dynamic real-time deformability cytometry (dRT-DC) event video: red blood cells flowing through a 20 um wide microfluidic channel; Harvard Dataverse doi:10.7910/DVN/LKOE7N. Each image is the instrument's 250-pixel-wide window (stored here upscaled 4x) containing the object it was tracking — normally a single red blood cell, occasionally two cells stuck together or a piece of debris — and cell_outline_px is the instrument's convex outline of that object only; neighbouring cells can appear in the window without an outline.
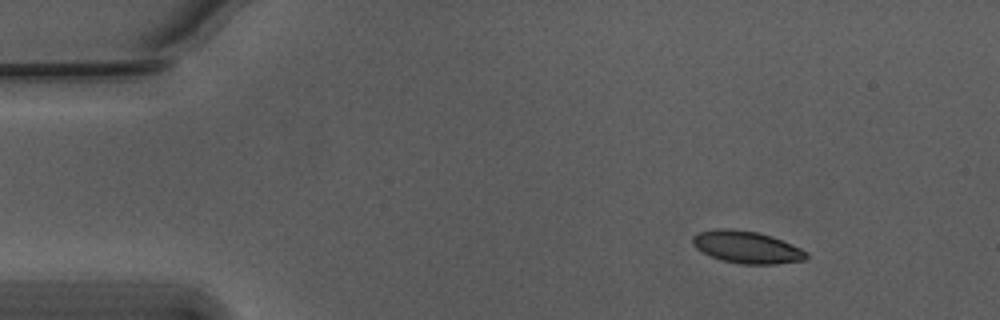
{"species": "Egyptian fruit bat (a non-hibernating species)", "species_latin": "Rousettus aegyptiacus", "temperature_condition": "warm", "stored_images_in_passage": 37, "camera_frame_rate_fps": 3000, "um_per_image_px": 0.085, "animal": {"sex": "male"}, "frame": {"image": 1, "passage_image": 1, "time_ms": 0.0, "image_size_px": [1000, 320], "cell_outline_px": [[808, 256], [804, 260], [776, 264], [740, 264], [724, 260], [712, 256], [696, 248], [692, 244], [692, 236], [700, 232], [720, 228], [728, 228], [756, 232], [772, 236], [792, 244], [808, 252]], "centroid_in_image_um": [63.49, 21.01], "position_along_channel_um": 21.5, "area_um2": 21.15}}
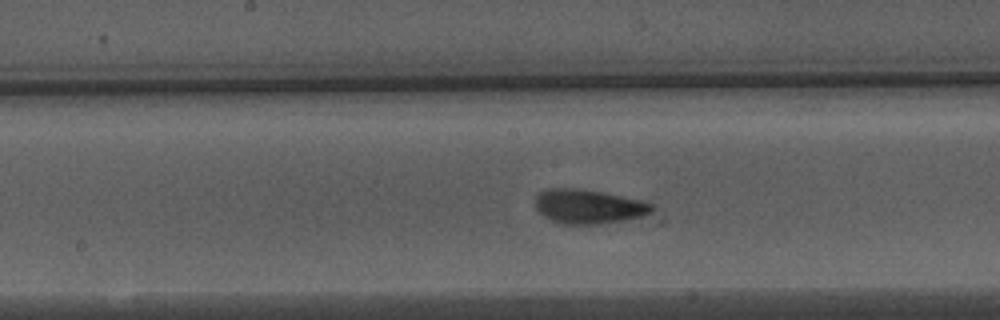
{"frame": {"image": 2, "passage_image": 22, "time_ms": 7.0, "image_size_px": [1000, 320], "cell_outline_px": [[652, 212], [640, 216], [624, 220], [600, 224], [560, 224], [544, 216], [536, 208], [536, 196], [540, 192], [548, 188], [576, 188], [600, 192], [640, 200], [652, 204]], "centroid_in_image_um": [49.98, 17.56], "position_along_channel_um": 198.2, "area_um2": 22.95}}
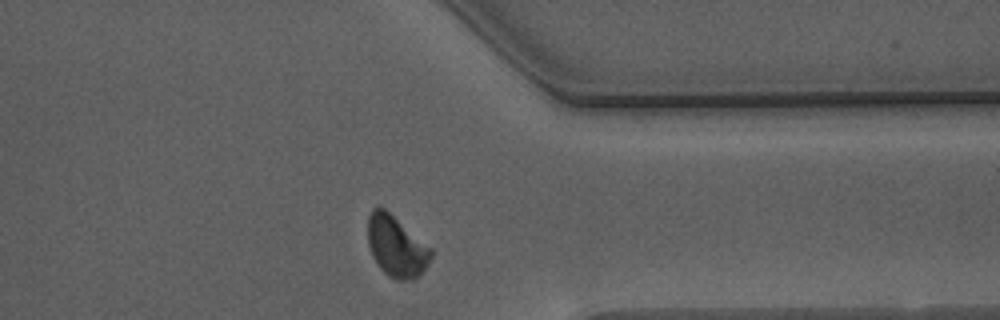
{"frame": {"image": 3, "passage_image": 37, "time_ms": 12.0, "image_size_px": [1000, 320], "cell_outline_px": [[432, 256], [428, 264], [412, 280], [396, 280], [388, 276], [376, 264], [372, 256], [368, 244], [368, 216], [372, 208], [384, 208], [432, 248]], "centroid_in_image_um": [33.67, 20.95], "position_along_channel_um": 377.7, "area_um2": 22.31}, "authors_computed_cell_mechanics": {"area_um2": 22.1374, "velocity_mm_per_s": 3.7338, "shape_relaxation_time_tau1_ms": 3.1944, "shape_relaxation_time_tau2_ms": 1.4972, "deformation_change_tau1": 0.1213, "deformation_change_tau2": 0.0686}}